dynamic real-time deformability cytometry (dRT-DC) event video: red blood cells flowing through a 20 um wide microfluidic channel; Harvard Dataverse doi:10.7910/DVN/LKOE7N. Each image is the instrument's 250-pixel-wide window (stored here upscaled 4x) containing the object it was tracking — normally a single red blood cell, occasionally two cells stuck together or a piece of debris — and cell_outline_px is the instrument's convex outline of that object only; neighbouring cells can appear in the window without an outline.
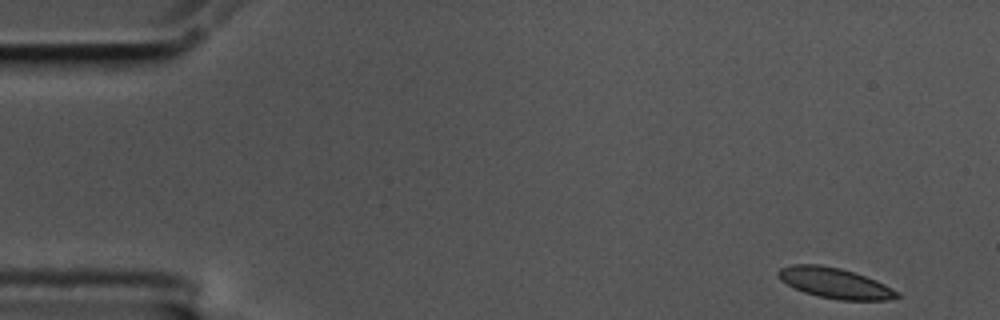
{"species": "common noctule bat (a hibernating species)", "species_latin": "Nyctalus noctula", "temperature_condition": "cold", "stored_images_in_passage": 56, "camera_frame_rate_fps": 3000, "um_per_image_px": 0.085, "animal": {"sex": "male", "body_mass_g": 17.5, "forearm_length_mm": 52.3}, "frame": {"image": 1, "passage_image": 1, "time_ms": 0.0, "image_size_px": [1000, 320], "cell_outline_px": [[900, 296], [884, 300], [840, 300], [820, 296], [804, 292], [780, 280], [776, 272], [780, 268], [792, 264], [820, 264], [840, 268], [876, 280], [900, 292]], "centroid_in_image_um": [70.95, 24.05], "position_along_channel_um": 14.1, "area_um2": 20.87}}
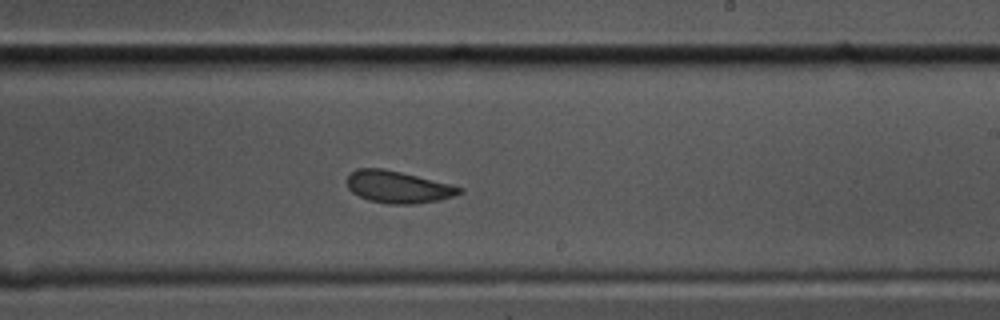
{"frame": {"image": 2, "passage_image": 32, "time_ms": 10.333, "image_size_px": [1000, 320], "cell_outline_px": [[464, 192], [440, 200], [416, 204], [388, 204], [368, 200], [352, 192], [348, 188], [348, 176], [356, 168], [384, 168], [464, 188]], "centroid_in_image_um": [33.82, 15.9], "position_along_channel_um": 255.2, "area_um2": 20.81}}
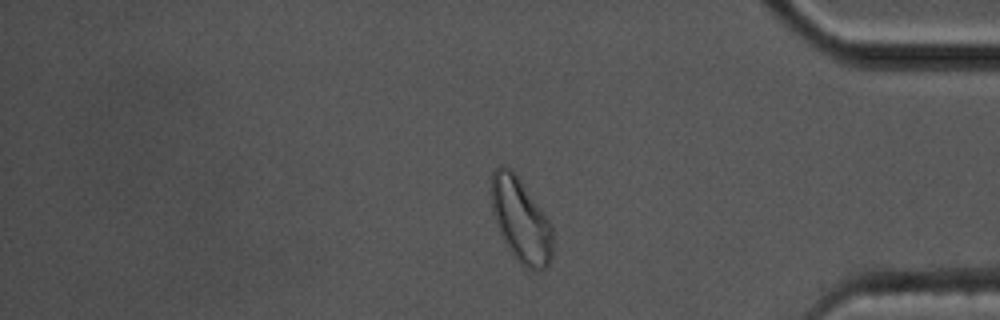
{"frame": {"image": 3, "passage_image": 46, "time_ms": 15.0, "image_size_px": [1000, 320], "cell_outline_px": [[552, 256], [548, 268], [540, 272], [532, 272], [520, 264], [516, 260], [508, 248], [496, 224], [492, 212], [492, 172], [500, 164], [508, 168], [520, 180], [552, 224]], "centroid_in_image_um": [44.29, 18.81], "position_along_channel_um": 390.9, "area_um2": 30.06}, "authors_computed_cell_mechanics": {"area_um2": 21.386, "velocity_mm_per_s": 3.4146, "shape_relaxation_time_tau1_ms": 3.735, "shape_relaxation_time_tau2_ms": 2.7665, "deformation_change_tau1": 0.1005, "deformation_change_tau2": 0.058}}